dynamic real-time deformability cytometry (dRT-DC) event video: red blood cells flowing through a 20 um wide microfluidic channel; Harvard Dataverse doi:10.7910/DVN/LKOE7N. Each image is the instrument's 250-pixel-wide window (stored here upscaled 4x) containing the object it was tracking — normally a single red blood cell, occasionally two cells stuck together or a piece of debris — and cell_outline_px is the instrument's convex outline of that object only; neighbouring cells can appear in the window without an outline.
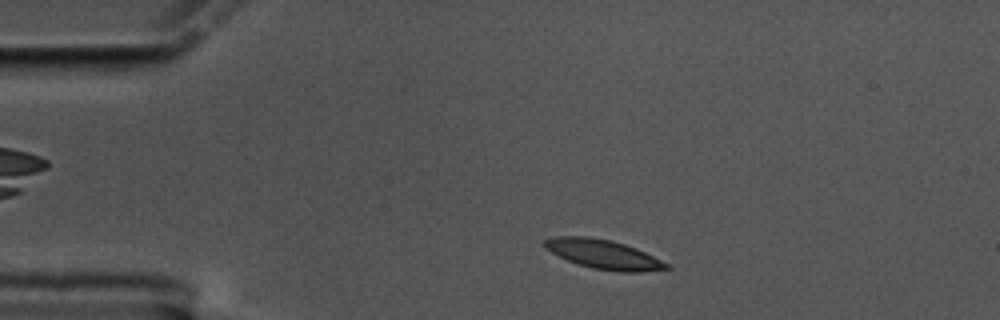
{"species": "common noctule bat (a hibernating species)", "species_latin": "Nyctalus noctula", "temperature_condition": "cold", "stored_images_in_passage": 51, "camera_frame_rate_fps": 3000, "um_per_image_px": 0.085, "animal": {"sex": "male", "body_mass_g": 17.5, "forearm_length_mm": 52.3}, "frame": {"image": 1, "passage_image": 5, "time_ms": 1.333, "image_size_px": [1000, 320], "cell_outline_px": [[672, 268], [640, 272], [620, 272], [592, 268], [576, 264], [544, 248], [540, 244], [544, 240], [552, 236], [588, 236], [612, 240], [636, 248], [668, 264]], "centroid_in_image_um": [51.24, 21.6], "position_along_channel_um": 33.8, "area_um2": 20.81}}
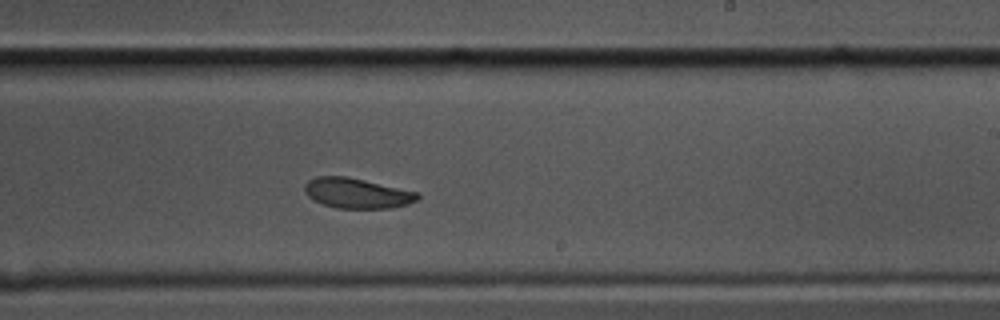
{"frame": {"image": 2, "passage_image": 28, "time_ms": 9.0, "image_size_px": [1000, 320], "cell_outline_px": [[420, 200], [408, 204], [392, 208], [336, 208], [312, 200], [304, 192], [304, 184], [308, 180], [316, 176], [348, 176], [420, 192]], "centroid_in_image_um": [30.37, 16.41], "position_along_channel_um": 258.6, "area_um2": 20.23}}
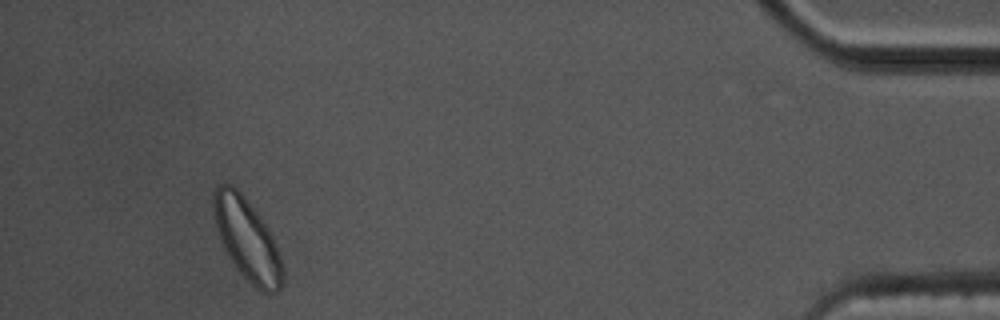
{"frame": {"image": 3, "passage_image": 47, "time_ms": 15.333, "image_size_px": [1000, 320], "cell_outline_px": [[284, 284], [276, 292], [268, 296], [260, 292], [236, 268], [228, 256], [220, 240], [216, 228], [212, 208], [212, 196], [216, 188], [220, 184], [232, 184], [244, 196], [260, 216], [272, 236], [284, 272]], "centroid_in_image_um": [20.99, 20.38], "position_along_channel_um": 414.2, "area_um2": 32.95}, "authors_computed_cell_mechanics": {"area_um2": 20.6346, "velocity_mm_per_s": 3.4919, "shape_relaxation_time_tau1_ms": 3.9404, "shape_relaxation_time_tau2_ms": 2.6553, "deformation_change_tau1": 0.1099, "deformation_change_tau2": 0.0674}}